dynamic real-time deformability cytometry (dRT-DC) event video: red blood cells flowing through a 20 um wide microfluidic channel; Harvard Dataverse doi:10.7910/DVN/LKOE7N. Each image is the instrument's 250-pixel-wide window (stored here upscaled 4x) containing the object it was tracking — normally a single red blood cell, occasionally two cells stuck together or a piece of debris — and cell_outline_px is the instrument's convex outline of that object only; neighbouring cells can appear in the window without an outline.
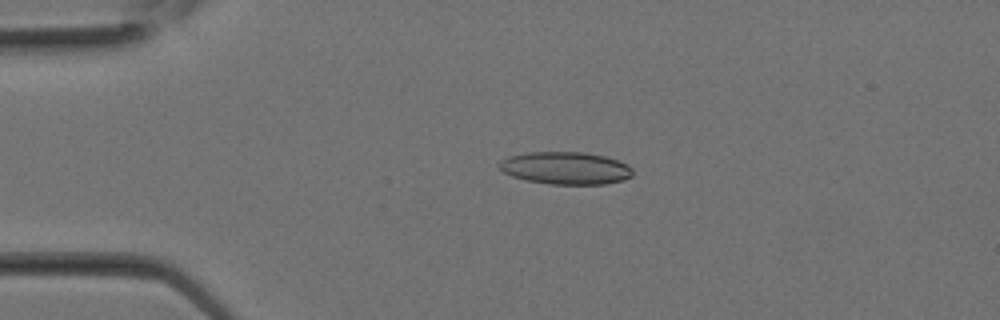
{"species": "Egyptian fruit bat (a non-hibernating species)", "species_latin": "Rousettus aegyptiacus", "temperature_condition": "room temperature", "stored_images_in_passage": 13, "camera_frame_rate_fps": 3000, "um_per_image_px": 0.085, "animal": {"sex": "female"}, "frame": {"image": 1, "passage_image": 6, "time_ms": 1.667, "image_size_px": [1000, 320], "cell_outline_px": [[632, 176], [624, 180], [604, 184], [552, 184], [528, 180], [512, 176], [504, 172], [496, 164], [500, 160], [508, 156], [528, 152], [584, 152], [604, 156], [628, 164], [632, 168]], "centroid_in_image_um": [48.07, 14.28], "position_along_channel_um": 36.9, "area_um2": 25.26}}
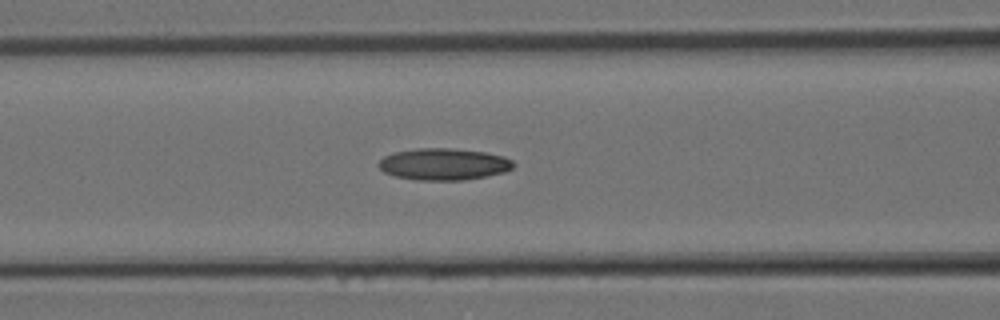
{"frame": {"image": 2, "passage_image": 11, "time_ms": 3.333, "image_size_px": [1000, 320], "cell_outline_px": [[516, 164], [512, 168], [504, 172], [464, 180], [416, 180], [396, 176], [384, 172], [380, 168], [380, 160], [384, 156], [392, 152], [416, 148], [452, 148], [484, 152], [504, 156], [512, 160]], "centroid_in_image_um": [37.72, 13.94], "position_along_channel_um": 128.9, "area_um2": 24.91}}
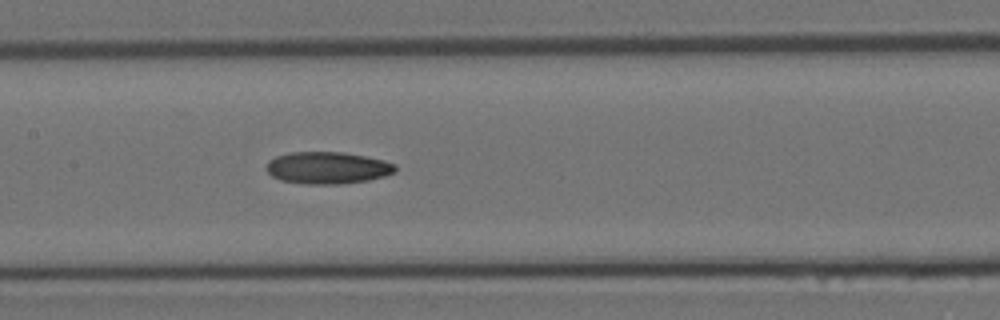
{"frame": {"image": 3, "passage_image": 13, "time_ms": 4.0, "image_size_px": [1000, 320], "cell_outline_px": [[396, 172], [384, 176], [368, 180], [340, 184], [304, 184], [280, 180], [272, 176], [264, 168], [268, 160], [276, 156], [288, 152], [344, 152], [384, 160], [396, 164]], "centroid_in_image_um": [27.81, 14.26], "position_along_channel_um": 179.6, "area_um2": 24.28}}